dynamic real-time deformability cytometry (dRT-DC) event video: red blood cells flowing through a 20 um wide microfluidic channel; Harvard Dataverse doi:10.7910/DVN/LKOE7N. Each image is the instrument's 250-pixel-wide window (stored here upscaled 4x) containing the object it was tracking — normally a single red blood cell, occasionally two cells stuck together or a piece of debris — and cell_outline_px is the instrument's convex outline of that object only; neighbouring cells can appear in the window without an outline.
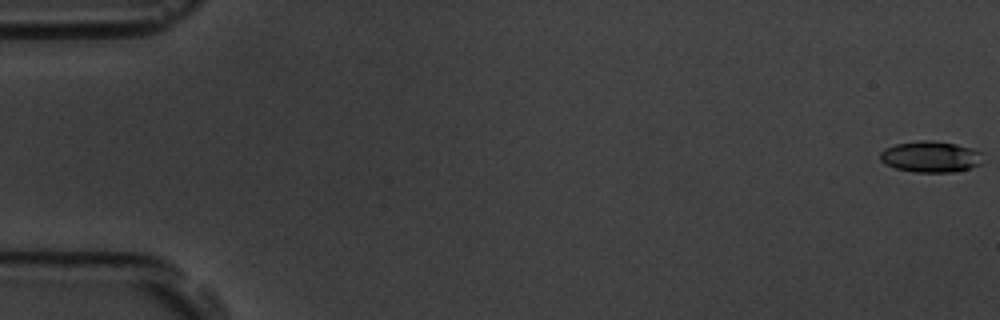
{"species": "common noctule bat (a hibernating species)", "species_latin": "Nyctalus noctula", "temperature_condition": "room temperature", "stored_images_in_passage": 4, "camera_frame_rate_fps": 3000, "um_per_image_px": 0.085, "animal": {"sex": "male", "body_mass_g": 19.5, "forearm_length_mm": 54.6}, "frame": {"image": 1, "passage_image": 1, "time_ms": 0.0, "image_size_px": [1000, 320], "cell_outline_px": [[980, 164], [972, 168], [952, 172], [916, 172], [896, 168], [880, 160], [880, 152], [884, 148], [896, 144], [920, 140], [932, 140], [956, 144], [972, 148], [980, 152]], "centroid_in_image_um": [79.09, 13.31], "position_along_channel_um": 5.9, "area_um2": 18.5}}